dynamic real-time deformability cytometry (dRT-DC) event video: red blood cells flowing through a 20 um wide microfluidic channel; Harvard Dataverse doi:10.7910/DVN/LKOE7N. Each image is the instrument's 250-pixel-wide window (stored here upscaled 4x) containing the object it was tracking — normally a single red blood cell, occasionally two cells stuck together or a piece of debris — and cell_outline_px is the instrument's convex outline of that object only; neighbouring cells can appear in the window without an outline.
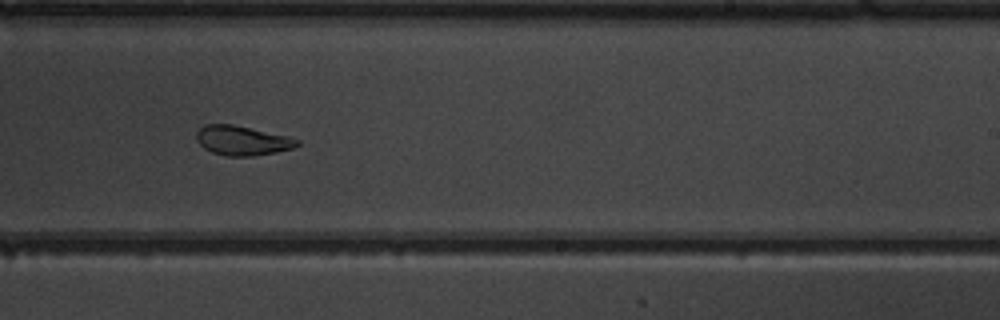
{"species": "common noctule bat (a hibernating species)", "species_latin": "Nyctalus noctula", "temperature_condition": "warm", "stored_images_in_passage": 35, "camera_frame_rate_fps": 3000, "um_per_image_px": 0.085, "animal": {"sex": "male", "body_mass_g": 19.5, "forearm_length_mm": 54.6}, "frame": {"image": 1, "passage_image": 16, "time_ms": 5.0, "image_size_px": [1000, 320], "cell_outline_px": [[300, 144], [292, 148], [276, 152], [252, 156], [224, 156], [212, 152], [204, 148], [196, 140], [196, 132], [204, 124], [232, 124], [292, 136], [300, 140]], "centroid_in_image_um": [20.61, 11.94], "position_along_channel_um": 268.4, "area_um2": 17.57}, "authors_computed_cell_mechanics": {"area_um2": 18.207, "velocity_mm_per_s": 3.932, "shape_relaxation_time_tau1_ms": 6.2647, "shape_relaxation_time_tau2_ms": 2.0684, "deformation_change_tau1": 0.1884, "deformation_change_tau2": 0.0769}}